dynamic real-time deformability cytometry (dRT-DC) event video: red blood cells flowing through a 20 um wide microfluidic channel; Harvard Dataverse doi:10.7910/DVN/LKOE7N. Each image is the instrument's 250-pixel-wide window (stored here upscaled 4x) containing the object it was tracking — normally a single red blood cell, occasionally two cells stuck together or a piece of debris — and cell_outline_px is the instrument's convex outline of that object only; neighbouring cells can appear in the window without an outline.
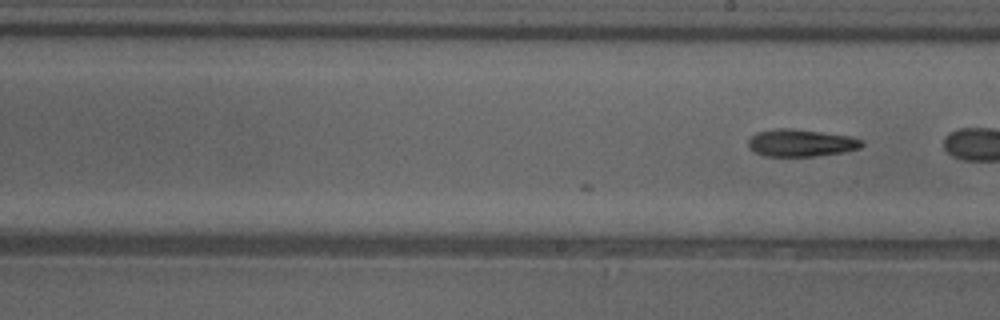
{"species": "common noctule bat (a hibernating species)", "species_latin": "Nyctalus noctula", "temperature_condition": "cold", "stored_images_in_passage": 24, "segment_of_instrument_passage": [2, 2], "camera_frame_rate_fps": 3000, "um_per_image_px": 0.085, "animal": {"sex": "female"}, "frame": {"image": 1, "passage_image": 24, "time_ms": 7.667, "image_size_px": [1000, 320], "cell_outline_px": [[864, 144], [860, 148], [844, 152], [816, 156], [764, 156], [752, 152], [748, 148], [748, 140], [756, 132], [776, 128], [792, 128], [852, 136], [864, 140]], "centroid_in_image_um": [68.07, 12.14], "position_along_channel_um": 220.9, "area_um2": 18.38}}